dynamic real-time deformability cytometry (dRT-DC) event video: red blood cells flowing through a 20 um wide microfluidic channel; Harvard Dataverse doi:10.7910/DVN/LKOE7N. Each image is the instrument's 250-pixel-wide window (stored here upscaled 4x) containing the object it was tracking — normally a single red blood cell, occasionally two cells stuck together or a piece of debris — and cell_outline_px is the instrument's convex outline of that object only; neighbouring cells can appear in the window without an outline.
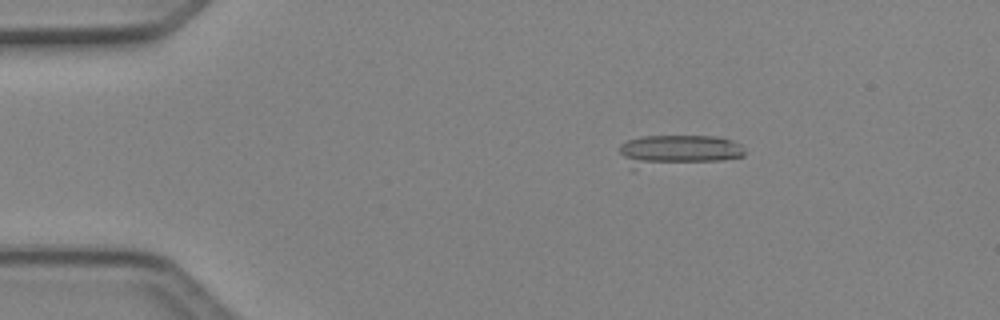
{"species": "Egyptian fruit bat (a non-hibernating species)", "species_latin": "Rousettus aegyptiacus", "temperature_condition": "cold", "stored_images_in_passage": 7, "camera_frame_rate_fps": 3000, "um_per_image_px": 0.085, "animal": {"sex": "female"}, "frame": {"image": 1, "passage_image": 3, "time_ms": 0.667, "image_size_px": [1000, 320], "cell_outline_px": [[744, 156], [720, 160], [632, 172], [628, 168], [620, 152], [620, 144], [628, 140], [644, 136], [716, 136], [732, 140], [740, 144], [744, 148]], "centroid_in_image_um": [57.52, 12.85], "position_along_channel_um": 27.5, "area_um2": 23.81}}
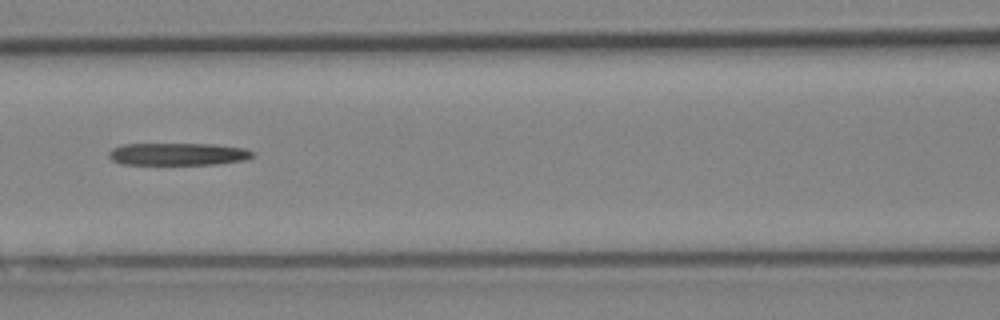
{"frame": {"image": 2, "passage_image": 7, "time_ms": 2.0, "image_size_px": [1000, 320], "cell_outline_px": [[252, 156], [244, 160], [216, 164], [124, 164], [112, 160], [108, 156], [108, 152], [112, 148], [124, 144], [212, 144], [244, 148], [252, 152]], "centroid_in_image_um": [15.08, 13.09], "position_along_channel_um": 151.5, "area_um2": 18.55}}